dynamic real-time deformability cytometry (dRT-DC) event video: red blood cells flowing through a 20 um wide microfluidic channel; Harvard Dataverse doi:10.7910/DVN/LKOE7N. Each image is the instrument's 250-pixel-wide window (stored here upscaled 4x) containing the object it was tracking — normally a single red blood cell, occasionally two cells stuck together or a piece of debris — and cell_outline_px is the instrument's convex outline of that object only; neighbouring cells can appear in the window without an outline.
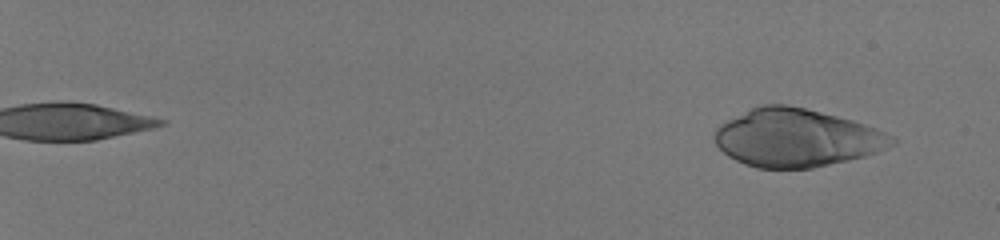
{"species": "human", "species_latin": "Homo sapiens", "temperature_condition": "room temperature", "stored_images_in_passage": 54, "camera_frame_rate_fps": 3000, "um_per_image_px": 0.085, "donor": {"sex": "male"}, "frame": {"image": 1, "passage_image": 4, "time_ms": 1.0, "image_size_px": [1000, 240], "cell_outline_px": [[896, 144], [888, 148], [864, 156], [848, 160], [812, 168], [756, 168], [744, 164], [728, 156], [716, 144], [712, 136], [716, 128], [720, 124], [760, 104], [788, 104], [852, 120], [876, 128], [892, 136], [896, 140]], "centroid_in_image_um": [67.69, 11.72], "position_along_channel_um": 17.3, "area_um2": 59.65}}